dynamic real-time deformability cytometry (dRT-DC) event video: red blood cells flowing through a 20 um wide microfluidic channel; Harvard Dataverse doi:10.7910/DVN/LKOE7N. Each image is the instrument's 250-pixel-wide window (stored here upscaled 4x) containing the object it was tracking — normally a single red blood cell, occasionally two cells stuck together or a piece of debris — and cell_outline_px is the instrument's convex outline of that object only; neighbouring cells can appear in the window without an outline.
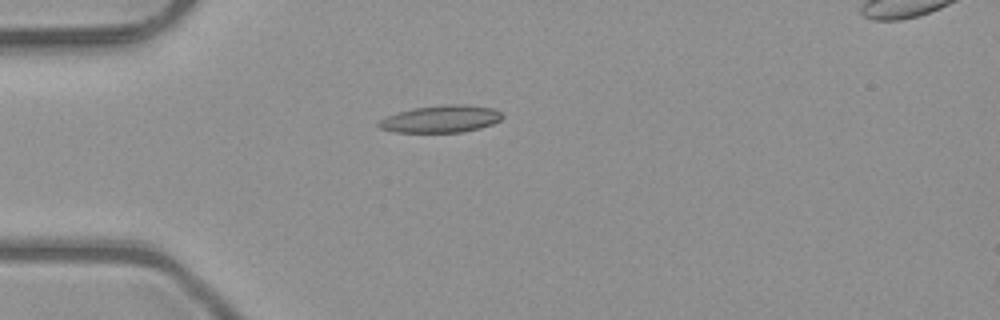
{"species": "common noctule bat (a hibernating species)", "species_latin": "Nyctalus noctula", "temperature_condition": "room temperature", "stored_images_in_passage": 1, "camera_frame_rate_fps": 3000, "um_per_image_px": 0.085, "animal": {"sex": "male", "body_mass_g": 23.1, "forearm_length_mm": 52.7}, "frame": {"image": 1, "passage_image": 1, "time_ms": 0.0, "image_size_px": [1000, 320], "cell_outline_px": [[504, 116], [500, 120], [492, 124], [480, 128], [460, 132], [396, 132], [380, 128], [376, 124], [380, 120], [388, 116], [412, 108], [448, 104], [464, 104], [492, 108], [500, 112]], "centroid_in_image_um": [37.49, 10.11], "position_along_channel_um": 47.5, "area_um2": 19.42}}